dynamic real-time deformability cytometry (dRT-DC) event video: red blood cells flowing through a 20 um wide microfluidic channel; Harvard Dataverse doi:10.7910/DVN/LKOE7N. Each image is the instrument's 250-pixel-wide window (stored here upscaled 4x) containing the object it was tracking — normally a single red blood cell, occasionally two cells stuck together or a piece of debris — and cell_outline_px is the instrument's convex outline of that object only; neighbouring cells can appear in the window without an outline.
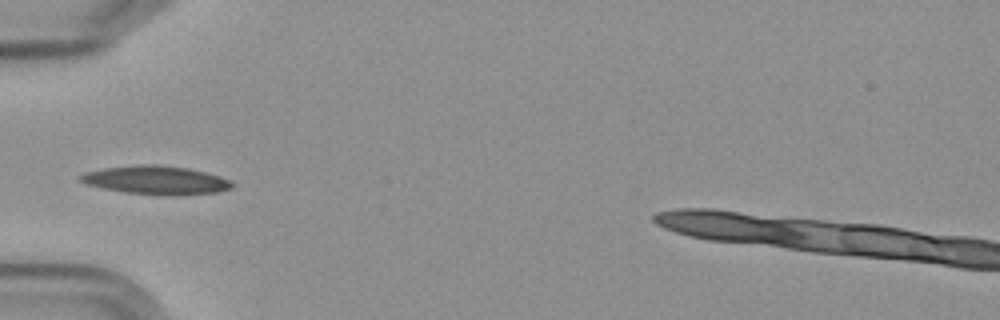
{"species": "Egyptian fruit bat (a non-hibernating species)", "species_latin": "Rousettus aegyptiacus", "temperature_condition": "cold", "stored_images_in_passage": 7, "camera_frame_rate_fps": 3000, "um_per_image_px": 0.085, "frame": {"image": 1, "passage_image": 1, "time_ms": 0.0, "image_size_px": [1000, 320], "cell_outline_px": [[236, 184], [232, 188], [216, 192], [180, 196], [168, 196], [124, 192], [84, 184], [80, 180], [80, 176], [88, 172], [104, 168], [140, 164], [156, 164], [188, 168], [220, 176]], "centroid_in_image_um": [13.3, 15.32], "position_along_channel_um": 71.7, "area_um2": 25.26}}
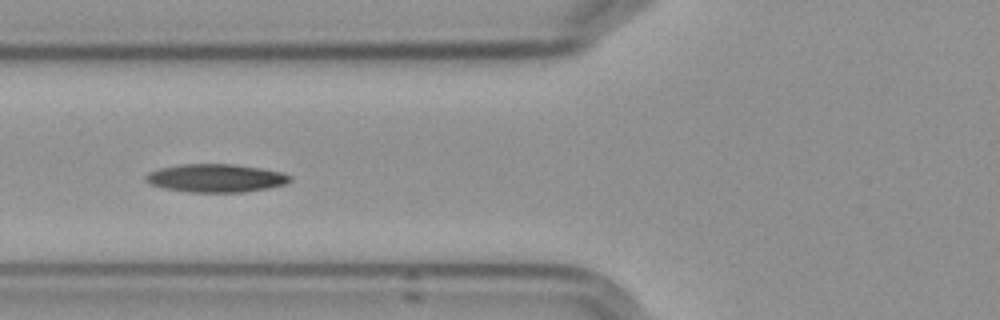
{"frame": {"image": 2, "passage_image": 2, "time_ms": 1.0, "image_size_px": [1000, 320], "cell_outline_px": [[292, 180], [284, 184], [268, 188], [244, 192], [188, 192], [164, 188], [152, 184], [144, 180], [144, 176], [148, 172], [160, 168], [180, 164], [232, 164], [260, 168], [280, 172], [292, 176]], "centroid_in_image_um": [18.32, 15.14], "position_along_channel_um": 107.5, "area_um2": 23.64}}
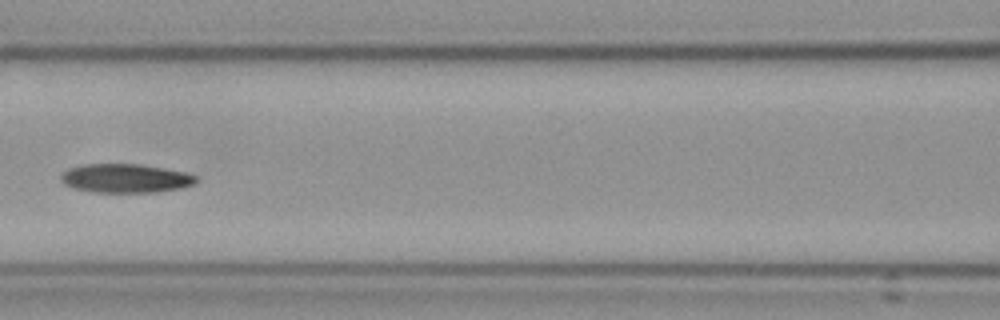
{"frame": {"image": 3, "passage_image": 3, "time_ms": 2.333, "image_size_px": [1000, 320], "cell_outline_px": [[196, 180], [192, 184], [180, 188], [156, 192], [92, 192], [76, 188], [64, 184], [60, 180], [60, 176], [68, 168], [84, 164], [140, 164], [184, 172], [196, 176]], "centroid_in_image_um": [10.62, 15.15], "position_along_channel_um": 156.0, "area_um2": 22.48}}